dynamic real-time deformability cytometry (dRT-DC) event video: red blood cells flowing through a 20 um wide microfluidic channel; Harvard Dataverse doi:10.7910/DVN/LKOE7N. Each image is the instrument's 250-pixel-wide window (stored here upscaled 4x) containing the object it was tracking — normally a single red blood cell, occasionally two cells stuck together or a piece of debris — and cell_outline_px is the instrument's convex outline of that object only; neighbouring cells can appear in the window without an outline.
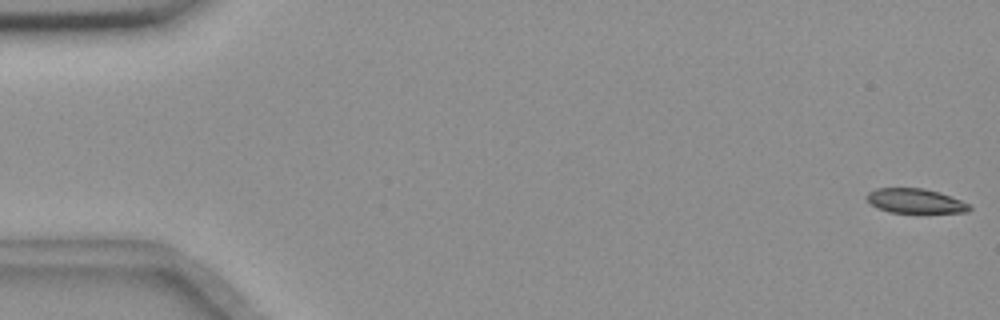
{"species": "common noctule bat (a hibernating species)", "species_latin": "Nyctalus noctula", "temperature_condition": "room temperature", "stored_images_in_passage": 6, "camera_frame_rate_fps": 3000, "um_per_image_px": 0.085, "animal": {"sex": "female", "body_mass_g": 18.4}, "frame": {"image": 1, "passage_image": 1, "time_ms": 0.0, "image_size_px": [1000, 320], "cell_outline_px": [[972, 208], [968, 212], [888, 212], [872, 204], [864, 196], [868, 192], [876, 188], [924, 188], [960, 200], [968, 204]], "centroid_in_image_um": [77.76, 17.07], "position_along_channel_um": 7.2, "area_um2": 14.33}}